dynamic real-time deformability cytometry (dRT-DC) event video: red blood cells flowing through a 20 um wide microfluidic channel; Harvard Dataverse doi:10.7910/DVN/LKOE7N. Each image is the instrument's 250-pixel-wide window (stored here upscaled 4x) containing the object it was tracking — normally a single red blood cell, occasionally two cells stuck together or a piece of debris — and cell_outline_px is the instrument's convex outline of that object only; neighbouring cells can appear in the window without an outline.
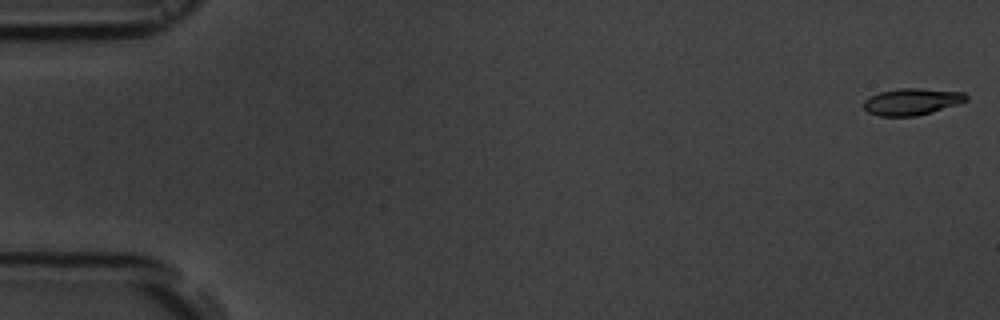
{"species": "common noctule bat (a hibernating species)", "species_latin": "Nyctalus noctula", "temperature_condition": "room temperature", "stored_images_in_passage": 52, "camera_frame_rate_fps": 3000, "um_per_image_px": 0.085, "animal": {"sex": "male", "body_mass_g": 19.5, "forearm_length_mm": 54.6}, "frame": {"image": 1, "passage_image": 1, "time_ms": 0.0, "image_size_px": [1000, 320], "cell_outline_px": [[968, 100], [932, 112], [916, 116], [880, 116], [868, 112], [864, 108], [864, 100], [868, 96], [880, 92], [900, 88], [920, 88], [964, 92], [968, 96]], "centroid_in_image_um": [77.49, 8.63], "position_along_channel_um": 7.5, "area_um2": 15.95}}
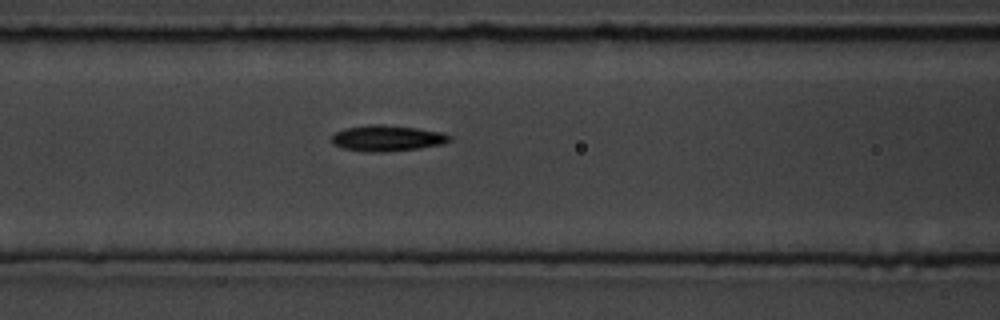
{"frame": {"image": 2, "passage_image": 23, "time_ms": 7.333, "image_size_px": [1000, 320], "cell_outline_px": [[452, 140], [444, 144], [420, 148], [384, 152], [364, 152], [340, 148], [332, 144], [332, 136], [336, 132], [344, 128], [368, 124], [380, 124], [416, 128], [440, 132], [452, 136]], "centroid_in_image_um": [32.88, 11.75], "position_along_channel_um": 133.7, "area_um2": 18.03}}
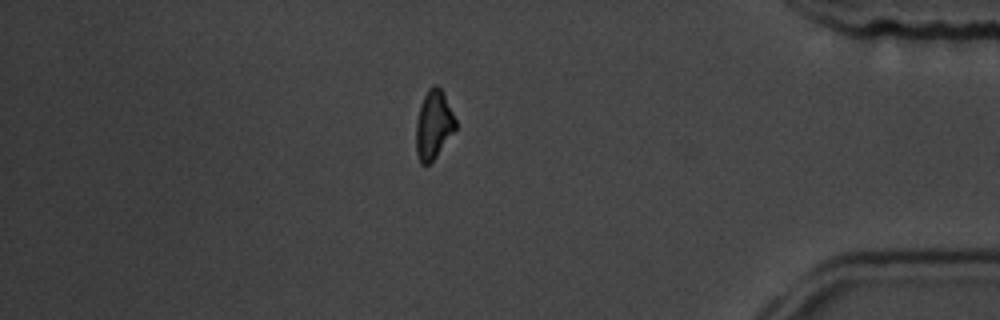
{"frame": {"image": 3, "passage_image": 47, "time_ms": 15.333, "image_size_px": [1000, 320], "cell_outline_px": [[456, 128], [436, 156], [428, 164], [420, 164], [416, 152], [416, 120], [420, 104], [428, 88], [432, 84], [436, 84], [440, 88], [456, 120]], "centroid_in_image_um": [36.82, 10.6], "position_along_channel_um": 398.4, "area_um2": 15.61}}